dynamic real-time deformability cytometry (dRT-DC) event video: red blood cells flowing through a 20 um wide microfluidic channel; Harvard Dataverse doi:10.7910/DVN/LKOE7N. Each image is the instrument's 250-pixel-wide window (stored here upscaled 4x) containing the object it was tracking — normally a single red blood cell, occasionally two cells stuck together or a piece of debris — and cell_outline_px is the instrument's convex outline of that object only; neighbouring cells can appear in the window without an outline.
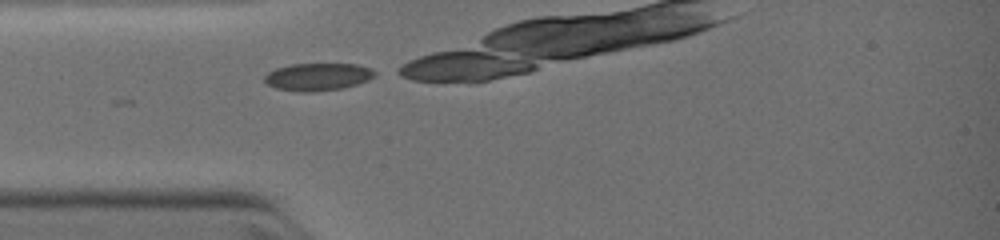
{"species": "common noctule bat (a hibernating species)", "species_latin": "Nyctalus noctula", "temperature_condition": "warm", "stored_images_in_passage": 8, "camera_frame_rate_fps": 3000, "um_per_image_px": 0.085, "animal": {"sex": "female", "body_mass_g": 19.0, "forearm_length_mm": 51.5}, "frame": {"image": 1, "passage_image": 3, "time_ms": 1.333, "image_size_px": [1000, 240], "cell_outline_px": [[376, 76], [368, 80], [356, 84], [340, 88], [312, 92], [304, 92], [276, 88], [268, 84], [264, 80], [264, 76], [268, 72], [276, 68], [292, 64], [356, 64], [368, 68], [376, 72]], "centroid_in_image_um": [27.0, 6.52], "position_along_channel_um": 58.0, "area_um2": 17.46}}